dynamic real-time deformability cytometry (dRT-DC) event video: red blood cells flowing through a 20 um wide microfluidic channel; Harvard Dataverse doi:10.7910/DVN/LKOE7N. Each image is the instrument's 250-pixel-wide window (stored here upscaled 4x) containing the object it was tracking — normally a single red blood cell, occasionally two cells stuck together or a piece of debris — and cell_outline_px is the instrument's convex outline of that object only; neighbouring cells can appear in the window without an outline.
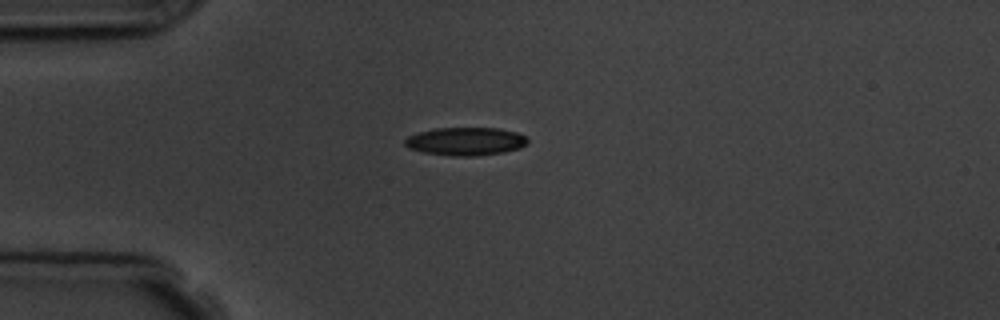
{"species": "common noctule bat (a hibernating species)", "species_latin": "Nyctalus noctula", "temperature_condition": "room temperature", "stored_images_in_passage": 3, "camera_frame_rate_fps": 3000, "um_per_image_px": 0.085, "animal": {"sex": "male", "body_mass_g": 19.5, "forearm_length_mm": 54.6}, "frame": {"image": 1, "passage_image": 1, "time_ms": 0.0, "image_size_px": [1000, 320], "cell_outline_px": [[528, 144], [520, 148], [504, 152], [476, 156], [452, 156], [424, 152], [408, 148], [404, 144], [404, 140], [408, 136], [420, 132], [436, 128], [500, 128], [516, 132], [524, 136], [528, 140]], "centroid_in_image_um": [39.59, 12.02], "position_along_channel_um": 45.4, "area_um2": 20.11}}